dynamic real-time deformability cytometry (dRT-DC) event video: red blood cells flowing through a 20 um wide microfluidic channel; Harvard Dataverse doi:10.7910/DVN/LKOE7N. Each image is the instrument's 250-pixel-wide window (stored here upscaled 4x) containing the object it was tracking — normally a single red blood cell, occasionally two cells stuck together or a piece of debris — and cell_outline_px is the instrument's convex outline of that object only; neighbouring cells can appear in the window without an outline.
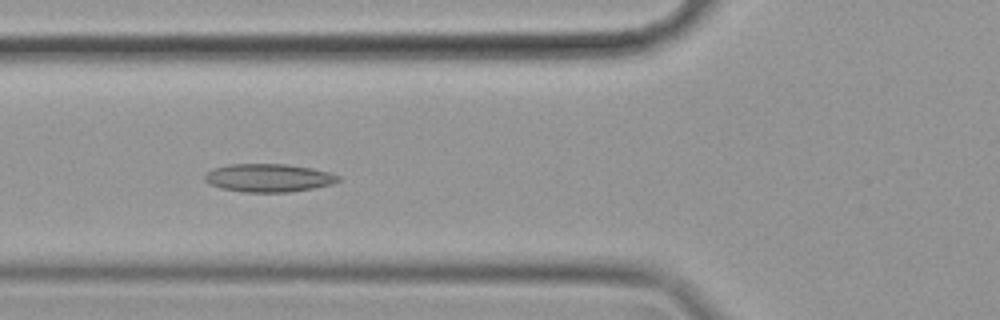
{"species": "common noctule bat (a hibernating species)", "species_latin": "Nyctalus noctula", "temperature_condition": "cold", "stored_images_in_passage": 45, "camera_frame_rate_fps": 3000, "um_per_image_px": 0.085, "animal": {"sex": "female", "body_mass_g": 19.9}, "frame": {"image": 1, "passage_image": 9, "time_ms": 2.667, "image_size_px": [1000, 320], "cell_outline_px": [[340, 180], [332, 184], [292, 192], [244, 192], [220, 188], [208, 184], [204, 180], [204, 176], [212, 168], [228, 164], [288, 164], [312, 168], [328, 172], [340, 176]], "centroid_in_image_um": [22.8, 15.12], "position_along_channel_um": 103.0, "area_um2": 22.02}}
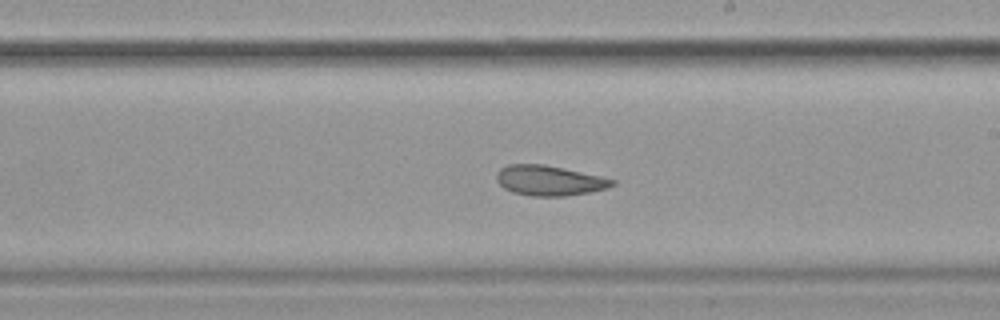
{"frame": {"image": 2, "passage_image": 21, "time_ms": 6.667, "image_size_px": [1000, 320], "cell_outline_px": [[616, 184], [608, 188], [588, 192], [564, 196], [532, 196], [512, 192], [504, 188], [496, 180], [496, 172], [500, 168], [508, 164], [544, 164], [600, 176], [616, 180]], "centroid_in_image_um": [46.67, 15.34], "position_along_channel_um": 242.3, "area_um2": 20.29}}
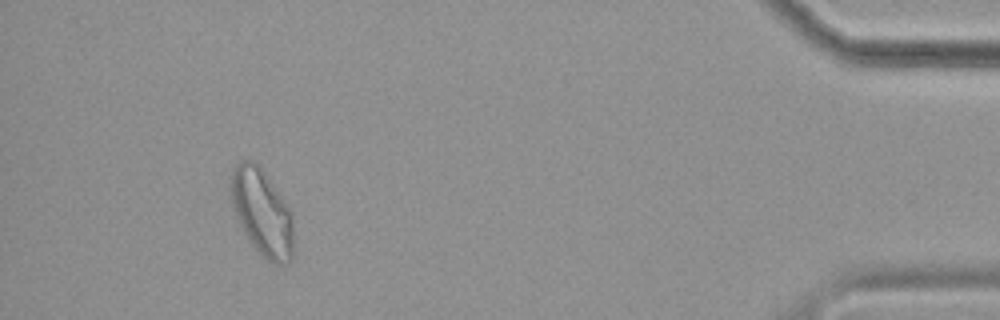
{"frame": {"image": 3, "passage_image": 41, "time_ms": 13.333, "image_size_px": [1000, 320], "cell_outline_px": [[292, 260], [288, 264], [272, 264], [252, 244], [240, 228], [232, 208], [228, 188], [228, 184], [232, 168], [240, 160], [252, 160], [260, 164], [288, 208], [292, 220]], "centroid_in_image_um": [22.2, 18.0], "position_along_channel_um": 413.0, "area_um2": 31.96}, "authors_computed_cell_mechanics": {"area_um2": 22.0218, "velocity_mm_per_s": 3.4928, "shape_relaxation_time_tau1_ms": null, "shape_relaxation_time_tau2_ms": 3.9888, "deformation_change_tau1": null, "deformation_change_tau2": 0.1003}}